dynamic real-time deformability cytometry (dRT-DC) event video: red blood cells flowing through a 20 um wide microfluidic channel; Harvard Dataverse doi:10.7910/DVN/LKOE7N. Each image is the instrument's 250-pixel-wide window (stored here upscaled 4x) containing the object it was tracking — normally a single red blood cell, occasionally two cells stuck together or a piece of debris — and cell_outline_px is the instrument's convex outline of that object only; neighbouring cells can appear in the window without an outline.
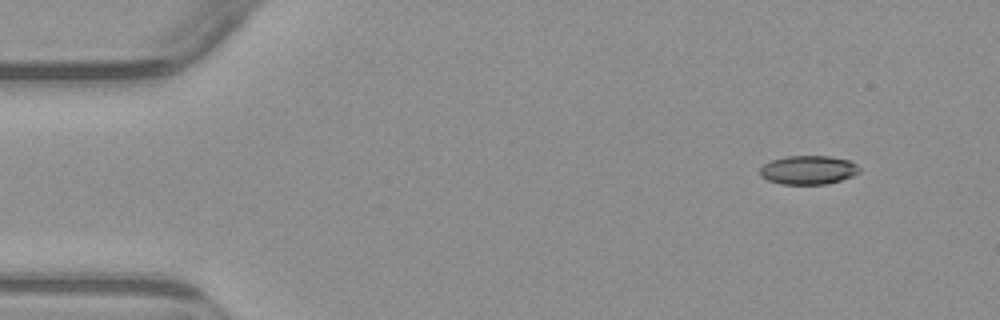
{"species": "common noctule bat (a hibernating species)", "species_latin": "Nyctalus noctula", "temperature_condition": "warm", "stored_images_in_passage": 4, "camera_frame_rate_fps": 3000, "um_per_image_px": 0.085, "animal": {"sex": "male", "body_mass_g": 23.1, "forearm_length_mm": 52.7}, "frame": {"image": 1, "passage_image": 1, "time_ms": 0.0, "image_size_px": [1000, 320], "cell_outline_px": [[860, 172], [852, 176], [840, 180], [824, 184], [780, 184], [768, 180], [760, 176], [760, 168], [764, 164], [772, 160], [784, 156], [828, 156], [848, 160], [856, 164], [860, 168]], "centroid_in_image_um": [68.69, 14.44], "position_along_channel_um": 16.3, "area_um2": 16.65}}
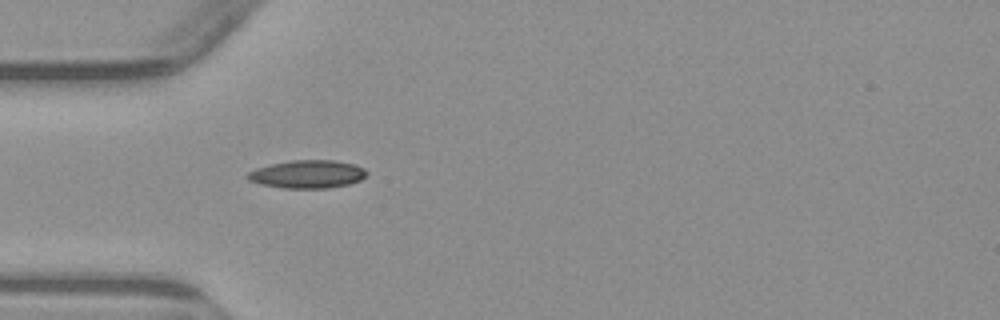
{"frame": {"image": 2, "passage_image": 4, "time_ms": 3.667, "image_size_px": [1000, 320], "cell_outline_px": [[368, 172], [360, 180], [348, 184], [328, 188], [284, 188], [260, 184], [248, 180], [244, 176], [248, 172], [256, 168], [272, 164], [292, 160], [336, 160], [356, 164], [364, 168]], "centroid_in_image_um": [26.13, 14.8], "position_along_channel_um": 58.9, "area_um2": 19.54}}